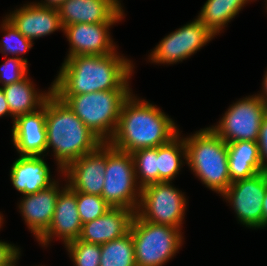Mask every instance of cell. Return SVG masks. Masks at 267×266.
<instances>
[{
	"instance_id": "obj_19",
	"label": "cell",
	"mask_w": 267,
	"mask_h": 266,
	"mask_svg": "<svg viewBox=\"0 0 267 266\" xmlns=\"http://www.w3.org/2000/svg\"><path fill=\"white\" fill-rule=\"evenodd\" d=\"M135 212L125 208L111 207L105 214L82 225L78 240L105 244L129 233Z\"/></svg>"
},
{
	"instance_id": "obj_3",
	"label": "cell",
	"mask_w": 267,
	"mask_h": 266,
	"mask_svg": "<svg viewBox=\"0 0 267 266\" xmlns=\"http://www.w3.org/2000/svg\"><path fill=\"white\" fill-rule=\"evenodd\" d=\"M45 121L47 151L52 147L60 174L70 163L103 143L53 92L45 100Z\"/></svg>"
},
{
	"instance_id": "obj_22",
	"label": "cell",
	"mask_w": 267,
	"mask_h": 266,
	"mask_svg": "<svg viewBox=\"0 0 267 266\" xmlns=\"http://www.w3.org/2000/svg\"><path fill=\"white\" fill-rule=\"evenodd\" d=\"M2 89L5 93L10 113L16 118L40 109L47 97L52 93V84L47 92H37L33 81L27 75L23 80L6 85Z\"/></svg>"
},
{
	"instance_id": "obj_7",
	"label": "cell",
	"mask_w": 267,
	"mask_h": 266,
	"mask_svg": "<svg viewBox=\"0 0 267 266\" xmlns=\"http://www.w3.org/2000/svg\"><path fill=\"white\" fill-rule=\"evenodd\" d=\"M141 190L131 153L119 151L106 143L105 181L101 197L113 208L130 209L136 213Z\"/></svg>"
},
{
	"instance_id": "obj_14",
	"label": "cell",
	"mask_w": 267,
	"mask_h": 266,
	"mask_svg": "<svg viewBox=\"0 0 267 266\" xmlns=\"http://www.w3.org/2000/svg\"><path fill=\"white\" fill-rule=\"evenodd\" d=\"M82 225L76 202V191L65 184L58 194L50 227L37 241L43 247H47L54 237H58L65 245L79 238Z\"/></svg>"
},
{
	"instance_id": "obj_15",
	"label": "cell",
	"mask_w": 267,
	"mask_h": 266,
	"mask_svg": "<svg viewBox=\"0 0 267 266\" xmlns=\"http://www.w3.org/2000/svg\"><path fill=\"white\" fill-rule=\"evenodd\" d=\"M12 25L27 39L50 35L59 29L63 31L58 8L45 7L35 2L24 4L5 16Z\"/></svg>"
},
{
	"instance_id": "obj_2",
	"label": "cell",
	"mask_w": 267,
	"mask_h": 266,
	"mask_svg": "<svg viewBox=\"0 0 267 266\" xmlns=\"http://www.w3.org/2000/svg\"><path fill=\"white\" fill-rule=\"evenodd\" d=\"M178 126L152 103L133 93L124 102L116 130L108 144L123 152L155 148L170 142L179 134Z\"/></svg>"
},
{
	"instance_id": "obj_18",
	"label": "cell",
	"mask_w": 267,
	"mask_h": 266,
	"mask_svg": "<svg viewBox=\"0 0 267 266\" xmlns=\"http://www.w3.org/2000/svg\"><path fill=\"white\" fill-rule=\"evenodd\" d=\"M55 181L37 193L23 195L18 205L25 224L38 240L50 227L59 192L64 188Z\"/></svg>"
},
{
	"instance_id": "obj_6",
	"label": "cell",
	"mask_w": 267,
	"mask_h": 266,
	"mask_svg": "<svg viewBox=\"0 0 267 266\" xmlns=\"http://www.w3.org/2000/svg\"><path fill=\"white\" fill-rule=\"evenodd\" d=\"M182 229L142 220L136 213L130 233L134 243L136 266H163L182 246Z\"/></svg>"
},
{
	"instance_id": "obj_10",
	"label": "cell",
	"mask_w": 267,
	"mask_h": 266,
	"mask_svg": "<svg viewBox=\"0 0 267 266\" xmlns=\"http://www.w3.org/2000/svg\"><path fill=\"white\" fill-rule=\"evenodd\" d=\"M214 37L200 20L195 18L165 36L148 59L155 64H176L195 54Z\"/></svg>"
},
{
	"instance_id": "obj_36",
	"label": "cell",
	"mask_w": 267,
	"mask_h": 266,
	"mask_svg": "<svg viewBox=\"0 0 267 266\" xmlns=\"http://www.w3.org/2000/svg\"><path fill=\"white\" fill-rule=\"evenodd\" d=\"M262 209H263V228H264L267 226V190L264 195Z\"/></svg>"
},
{
	"instance_id": "obj_27",
	"label": "cell",
	"mask_w": 267,
	"mask_h": 266,
	"mask_svg": "<svg viewBox=\"0 0 267 266\" xmlns=\"http://www.w3.org/2000/svg\"><path fill=\"white\" fill-rule=\"evenodd\" d=\"M4 18L1 24L4 38L0 40V53L6 57L11 54L16 58H23L20 54L24 56L34 43L24 37L6 17Z\"/></svg>"
},
{
	"instance_id": "obj_9",
	"label": "cell",
	"mask_w": 267,
	"mask_h": 266,
	"mask_svg": "<svg viewBox=\"0 0 267 266\" xmlns=\"http://www.w3.org/2000/svg\"><path fill=\"white\" fill-rule=\"evenodd\" d=\"M267 105L258 95L239 99L227 109L218 124L210 128L225 142H257Z\"/></svg>"
},
{
	"instance_id": "obj_17",
	"label": "cell",
	"mask_w": 267,
	"mask_h": 266,
	"mask_svg": "<svg viewBox=\"0 0 267 266\" xmlns=\"http://www.w3.org/2000/svg\"><path fill=\"white\" fill-rule=\"evenodd\" d=\"M11 130L13 145L20 156L47 155L45 102L37 111L16 117Z\"/></svg>"
},
{
	"instance_id": "obj_21",
	"label": "cell",
	"mask_w": 267,
	"mask_h": 266,
	"mask_svg": "<svg viewBox=\"0 0 267 266\" xmlns=\"http://www.w3.org/2000/svg\"><path fill=\"white\" fill-rule=\"evenodd\" d=\"M231 182L248 179L264 172L257 142L237 141L227 143Z\"/></svg>"
},
{
	"instance_id": "obj_26",
	"label": "cell",
	"mask_w": 267,
	"mask_h": 266,
	"mask_svg": "<svg viewBox=\"0 0 267 266\" xmlns=\"http://www.w3.org/2000/svg\"><path fill=\"white\" fill-rule=\"evenodd\" d=\"M131 155L136 179L141 189L147 185L158 183V147L138 149Z\"/></svg>"
},
{
	"instance_id": "obj_1",
	"label": "cell",
	"mask_w": 267,
	"mask_h": 266,
	"mask_svg": "<svg viewBox=\"0 0 267 266\" xmlns=\"http://www.w3.org/2000/svg\"><path fill=\"white\" fill-rule=\"evenodd\" d=\"M133 61L118 52L65 58L52 83L56 95H79L106 90H131Z\"/></svg>"
},
{
	"instance_id": "obj_28",
	"label": "cell",
	"mask_w": 267,
	"mask_h": 266,
	"mask_svg": "<svg viewBox=\"0 0 267 266\" xmlns=\"http://www.w3.org/2000/svg\"><path fill=\"white\" fill-rule=\"evenodd\" d=\"M74 266H100L101 248L99 244L73 240L65 244Z\"/></svg>"
},
{
	"instance_id": "obj_24",
	"label": "cell",
	"mask_w": 267,
	"mask_h": 266,
	"mask_svg": "<svg viewBox=\"0 0 267 266\" xmlns=\"http://www.w3.org/2000/svg\"><path fill=\"white\" fill-rule=\"evenodd\" d=\"M180 136L179 133L170 142L158 146V183L173 181L186 161L185 140Z\"/></svg>"
},
{
	"instance_id": "obj_29",
	"label": "cell",
	"mask_w": 267,
	"mask_h": 266,
	"mask_svg": "<svg viewBox=\"0 0 267 266\" xmlns=\"http://www.w3.org/2000/svg\"><path fill=\"white\" fill-rule=\"evenodd\" d=\"M76 202L82 224L101 217L111 206L98 195L76 192Z\"/></svg>"
},
{
	"instance_id": "obj_31",
	"label": "cell",
	"mask_w": 267,
	"mask_h": 266,
	"mask_svg": "<svg viewBox=\"0 0 267 266\" xmlns=\"http://www.w3.org/2000/svg\"><path fill=\"white\" fill-rule=\"evenodd\" d=\"M20 250L19 247L0 240V266H17Z\"/></svg>"
},
{
	"instance_id": "obj_33",
	"label": "cell",
	"mask_w": 267,
	"mask_h": 266,
	"mask_svg": "<svg viewBox=\"0 0 267 266\" xmlns=\"http://www.w3.org/2000/svg\"><path fill=\"white\" fill-rule=\"evenodd\" d=\"M5 115L11 116L13 118V122H14L15 118L10 113V109L8 106V102L6 100L5 93L2 89V87L0 86V117H3Z\"/></svg>"
},
{
	"instance_id": "obj_35",
	"label": "cell",
	"mask_w": 267,
	"mask_h": 266,
	"mask_svg": "<svg viewBox=\"0 0 267 266\" xmlns=\"http://www.w3.org/2000/svg\"><path fill=\"white\" fill-rule=\"evenodd\" d=\"M262 86V91L257 95L267 105V71L265 72Z\"/></svg>"
},
{
	"instance_id": "obj_20",
	"label": "cell",
	"mask_w": 267,
	"mask_h": 266,
	"mask_svg": "<svg viewBox=\"0 0 267 266\" xmlns=\"http://www.w3.org/2000/svg\"><path fill=\"white\" fill-rule=\"evenodd\" d=\"M44 156H20L10 168L13 187L22 195L37 193L56 180L51 177Z\"/></svg>"
},
{
	"instance_id": "obj_4",
	"label": "cell",
	"mask_w": 267,
	"mask_h": 266,
	"mask_svg": "<svg viewBox=\"0 0 267 266\" xmlns=\"http://www.w3.org/2000/svg\"><path fill=\"white\" fill-rule=\"evenodd\" d=\"M186 164L203 184L222 195L230 186L228 147L210 127L184 138Z\"/></svg>"
},
{
	"instance_id": "obj_11",
	"label": "cell",
	"mask_w": 267,
	"mask_h": 266,
	"mask_svg": "<svg viewBox=\"0 0 267 266\" xmlns=\"http://www.w3.org/2000/svg\"><path fill=\"white\" fill-rule=\"evenodd\" d=\"M267 190V171L230 184L221 195L232 206L237 220L248 228H263V199Z\"/></svg>"
},
{
	"instance_id": "obj_37",
	"label": "cell",
	"mask_w": 267,
	"mask_h": 266,
	"mask_svg": "<svg viewBox=\"0 0 267 266\" xmlns=\"http://www.w3.org/2000/svg\"><path fill=\"white\" fill-rule=\"evenodd\" d=\"M122 10H123V6L121 5V0H113Z\"/></svg>"
},
{
	"instance_id": "obj_32",
	"label": "cell",
	"mask_w": 267,
	"mask_h": 266,
	"mask_svg": "<svg viewBox=\"0 0 267 266\" xmlns=\"http://www.w3.org/2000/svg\"><path fill=\"white\" fill-rule=\"evenodd\" d=\"M257 143L260 150L262 167L267 171V114L262 120Z\"/></svg>"
},
{
	"instance_id": "obj_38",
	"label": "cell",
	"mask_w": 267,
	"mask_h": 266,
	"mask_svg": "<svg viewBox=\"0 0 267 266\" xmlns=\"http://www.w3.org/2000/svg\"><path fill=\"white\" fill-rule=\"evenodd\" d=\"M4 218H3V215L0 213V228H1V226H2V224H3V220Z\"/></svg>"
},
{
	"instance_id": "obj_16",
	"label": "cell",
	"mask_w": 267,
	"mask_h": 266,
	"mask_svg": "<svg viewBox=\"0 0 267 266\" xmlns=\"http://www.w3.org/2000/svg\"><path fill=\"white\" fill-rule=\"evenodd\" d=\"M58 12L63 28L76 23H117L125 17L113 0H66Z\"/></svg>"
},
{
	"instance_id": "obj_5",
	"label": "cell",
	"mask_w": 267,
	"mask_h": 266,
	"mask_svg": "<svg viewBox=\"0 0 267 266\" xmlns=\"http://www.w3.org/2000/svg\"><path fill=\"white\" fill-rule=\"evenodd\" d=\"M132 90H106L79 95H57L103 143L113 136L122 106Z\"/></svg>"
},
{
	"instance_id": "obj_13",
	"label": "cell",
	"mask_w": 267,
	"mask_h": 266,
	"mask_svg": "<svg viewBox=\"0 0 267 266\" xmlns=\"http://www.w3.org/2000/svg\"><path fill=\"white\" fill-rule=\"evenodd\" d=\"M115 23H76L64 27L63 33L69 41L66 56L107 55L117 52L109 28Z\"/></svg>"
},
{
	"instance_id": "obj_34",
	"label": "cell",
	"mask_w": 267,
	"mask_h": 266,
	"mask_svg": "<svg viewBox=\"0 0 267 266\" xmlns=\"http://www.w3.org/2000/svg\"><path fill=\"white\" fill-rule=\"evenodd\" d=\"M66 0H42L41 2H35L38 5L45 7L58 8Z\"/></svg>"
},
{
	"instance_id": "obj_23",
	"label": "cell",
	"mask_w": 267,
	"mask_h": 266,
	"mask_svg": "<svg viewBox=\"0 0 267 266\" xmlns=\"http://www.w3.org/2000/svg\"><path fill=\"white\" fill-rule=\"evenodd\" d=\"M252 0H207L197 18L215 36Z\"/></svg>"
},
{
	"instance_id": "obj_30",
	"label": "cell",
	"mask_w": 267,
	"mask_h": 266,
	"mask_svg": "<svg viewBox=\"0 0 267 266\" xmlns=\"http://www.w3.org/2000/svg\"><path fill=\"white\" fill-rule=\"evenodd\" d=\"M28 74L27 58L9 57L0 65V83L1 87L19 82Z\"/></svg>"
},
{
	"instance_id": "obj_8",
	"label": "cell",
	"mask_w": 267,
	"mask_h": 266,
	"mask_svg": "<svg viewBox=\"0 0 267 266\" xmlns=\"http://www.w3.org/2000/svg\"><path fill=\"white\" fill-rule=\"evenodd\" d=\"M187 199L172 181L147 185L142 188L136 214L145 221L181 229Z\"/></svg>"
},
{
	"instance_id": "obj_12",
	"label": "cell",
	"mask_w": 267,
	"mask_h": 266,
	"mask_svg": "<svg viewBox=\"0 0 267 266\" xmlns=\"http://www.w3.org/2000/svg\"><path fill=\"white\" fill-rule=\"evenodd\" d=\"M106 169V143H102L94 152L85 154L70 163L62 176L66 184L76 192L102 195Z\"/></svg>"
},
{
	"instance_id": "obj_25",
	"label": "cell",
	"mask_w": 267,
	"mask_h": 266,
	"mask_svg": "<svg viewBox=\"0 0 267 266\" xmlns=\"http://www.w3.org/2000/svg\"><path fill=\"white\" fill-rule=\"evenodd\" d=\"M100 266H136L132 235L129 232L119 239L100 245Z\"/></svg>"
}]
</instances>
